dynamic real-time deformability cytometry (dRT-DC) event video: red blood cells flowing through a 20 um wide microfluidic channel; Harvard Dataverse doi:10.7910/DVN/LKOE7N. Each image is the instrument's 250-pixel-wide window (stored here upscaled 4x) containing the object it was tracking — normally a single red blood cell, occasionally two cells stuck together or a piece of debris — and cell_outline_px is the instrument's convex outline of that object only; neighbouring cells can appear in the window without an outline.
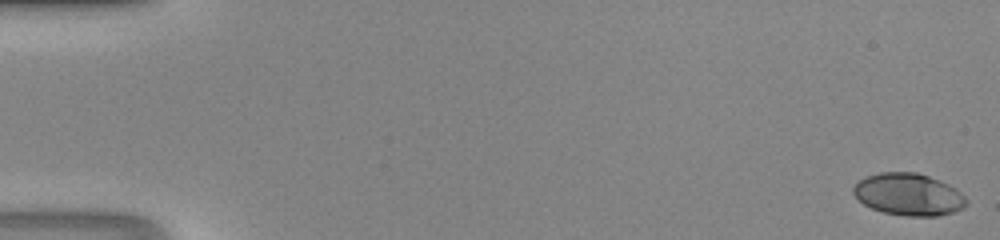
{"species": "human", "species_latin": "Homo sapiens", "temperature_condition": "room temperature", "stored_images_in_passage": 48, "camera_frame_rate_fps": 3000, "um_per_image_px": 0.085, "donor": {"sex": "male"}, "frame": {"image": 1, "passage_image": 1, "time_ms": 0.0, "image_size_px": [1000, 240], "cell_outline_px": [[968, 204], [964, 208], [952, 212], [936, 216], [904, 216], [884, 212], [872, 208], [864, 204], [852, 192], [852, 188], [864, 176], [880, 172], [916, 172], [928, 176], [948, 184], [956, 188], [968, 200]], "centroid_in_image_um": [77.24, 16.52], "position_along_channel_um": 7.8, "area_um2": 27.74}}
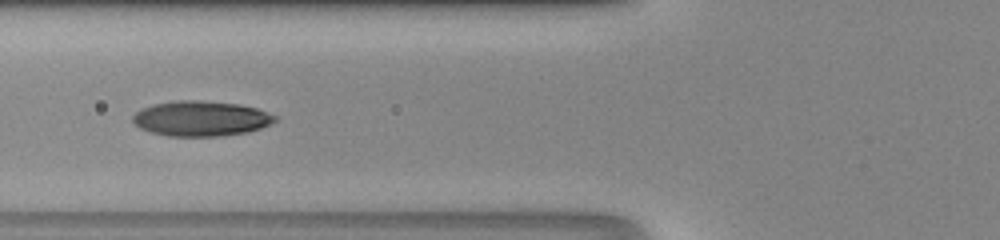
{"frame": {"image": 2, "passage_image": 20, "time_ms": 6.333, "image_size_px": [1000, 240], "cell_outline_px": [[276, 120], [272, 124], [248, 132], [224, 136], [168, 136], [152, 132], [140, 128], [132, 120], [132, 116], [136, 112], [144, 108], [156, 104], [180, 100], [196, 100], [240, 104], [256, 108], [276, 116]], "centroid_in_image_um": [17.11, 10.08], "position_along_channel_um": 108.7, "area_um2": 28.96}}
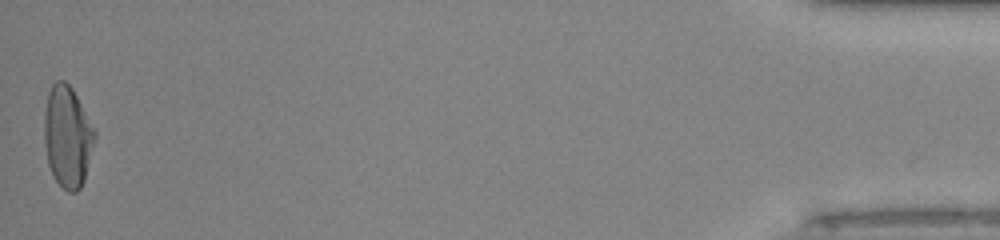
{"frame": {"image": 3, "passage_image": 48, "time_ms": 15.667, "image_size_px": [1000, 240], "cell_outline_px": [[96, 136], [84, 180], [80, 188], [76, 192], [68, 192], [52, 176], [48, 164], [44, 144], [44, 112], [48, 92], [52, 84], [56, 80], [64, 80], [72, 88], [96, 132]], "centroid_in_image_um": [5.72, 11.61], "position_along_channel_um": 429.5, "area_um2": 29.82}}